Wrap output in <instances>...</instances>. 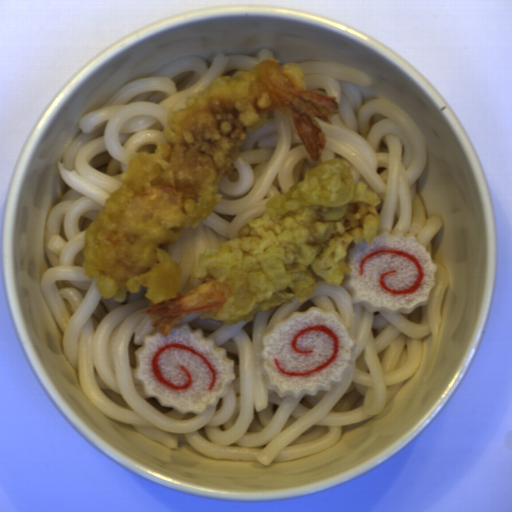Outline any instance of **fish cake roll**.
I'll use <instances>...</instances> for the list:
<instances>
[{"instance_id": "obj_1", "label": "fish cake roll", "mask_w": 512, "mask_h": 512, "mask_svg": "<svg viewBox=\"0 0 512 512\" xmlns=\"http://www.w3.org/2000/svg\"><path fill=\"white\" fill-rule=\"evenodd\" d=\"M352 329L333 310L293 312L261 338L266 389L278 397L331 392L355 367Z\"/></svg>"}, {"instance_id": "obj_2", "label": "fish cake roll", "mask_w": 512, "mask_h": 512, "mask_svg": "<svg viewBox=\"0 0 512 512\" xmlns=\"http://www.w3.org/2000/svg\"><path fill=\"white\" fill-rule=\"evenodd\" d=\"M133 354L137 365L132 374L144 394L181 415L205 413L237 377L226 349L188 323L174 326L166 336L159 331L144 336Z\"/></svg>"}, {"instance_id": "obj_3", "label": "fish cake roll", "mask_w": 512, "mask_h": 512, "mask_svg": "<svg viewBox=\"0 0 512 512\" xmlns=\"http://www.w3.org/2000/svg\"><path fill=\"white\" fill-rule=\"evenodd\" d=\"M346 262L344 288L352 302L390 317L426 307L439 272L415 235L399 231L361 239Z\"/></svg>"}]
</instances>
